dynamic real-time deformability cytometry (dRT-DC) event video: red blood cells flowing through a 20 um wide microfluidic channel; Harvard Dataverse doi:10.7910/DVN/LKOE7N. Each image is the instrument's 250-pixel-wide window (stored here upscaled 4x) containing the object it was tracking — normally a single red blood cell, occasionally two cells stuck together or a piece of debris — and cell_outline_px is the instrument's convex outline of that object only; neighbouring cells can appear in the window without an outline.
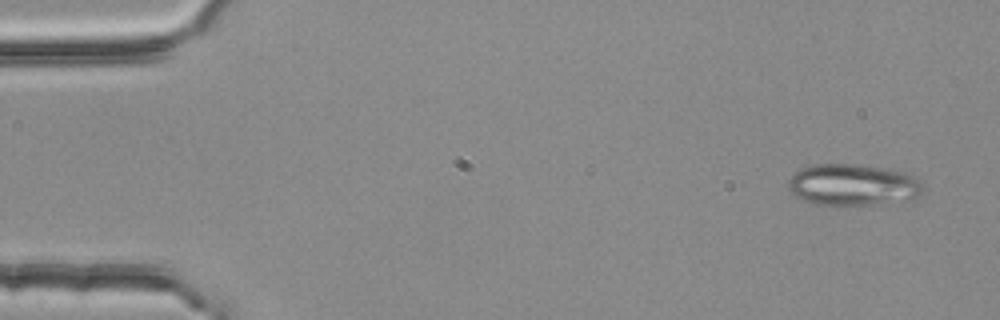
{"species": "common noctule bat (a hibernating species)", "species_latin": "Nyctalus noctula", "temperature_condition": "room temperature", "stored_images_in_passage": 4, "camera_frame_rate_fps": 3000, "um_per_image_px": 0.085, "animal": {"sex": "female", "body_mass_g": 25.1}, "frame": {"image": 1, "passage_image": 1, "time_ms": 0.0, "image_size_px": [1000, 320], "cell_outline_px": [[924, 188], [920, 196], [912, 200], [836, 208], [812, 204], [796, 196], [788, 188], [788, 180], [800, 168], [816, 164], [852, 164], [888, 168], [904, 172], [912, 176]], "centroid_in_image_um": [72.48, 15.75], "position_along_channel_um": 12.5, "area_um2": 33.35}}